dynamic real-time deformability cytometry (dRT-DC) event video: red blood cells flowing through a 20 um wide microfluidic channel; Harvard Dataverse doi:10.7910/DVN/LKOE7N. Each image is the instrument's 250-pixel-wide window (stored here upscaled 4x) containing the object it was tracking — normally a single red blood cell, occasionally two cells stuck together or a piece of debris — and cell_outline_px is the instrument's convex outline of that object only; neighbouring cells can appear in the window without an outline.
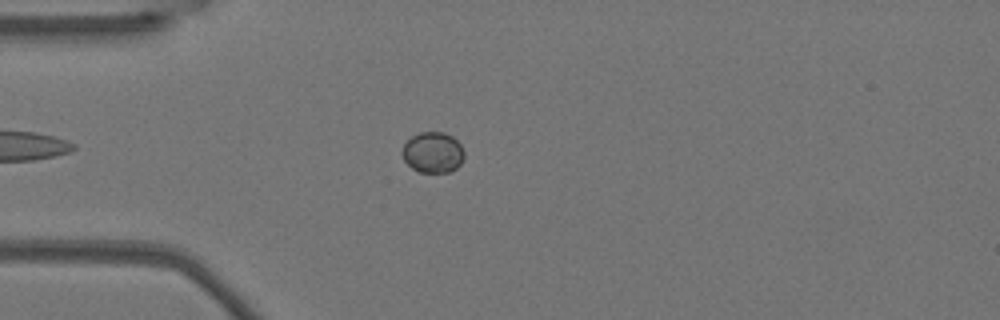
{"species": "Egyptian fruit bat (a non-hibernating species)", "species_latin": "Rousettus aegyptiacus", "temperature_condition": "warm", "stored_images_in_passage": 48, "camera_frame_rate_fps": 3000, "um_per_image_px": 0.085, "animal": {"sex": "female"}, "frame": {"image": 1, "passage_image": 9, "time_ms": 2.667, "image_size_px": [1000, 320], "cell_outline_px": [[464, 156], [460, 164], [456, 168], [448, 172], [416, 172], [404, 160], [400, 152], [404, 144], [412, 136], [420, 132], [444, 132], [452, 136], [460, 144], [464, 152]], "centroid_in_image_um": [36.77, 12.95], "position_along_channel_um": 48.2, "area_um2": 14.8}}
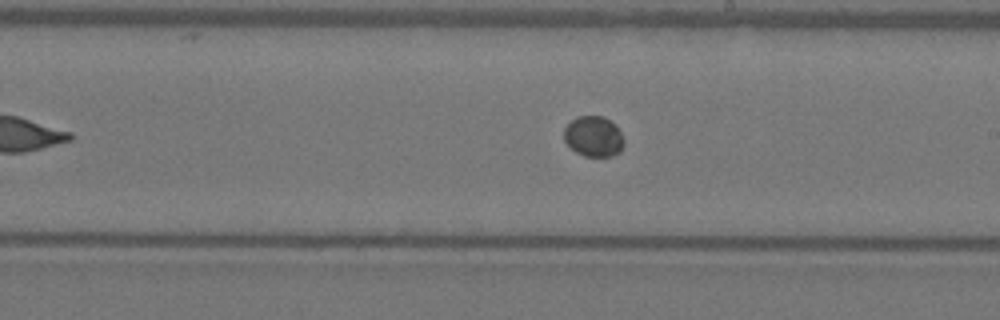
{"frame": {"image": 2, "passage_image": 25, "time_ms": 8.0, "image_size_px": [1000, 320], "cell_outline_px": [[624, 144], [620, 152], [612, 156], [584, 156], [576, 152], [564, 140], [564, 128], [572, 120], [580, 116], [604, 116], [616, 124], [624, 140]], "centroid_in_image_um": [50.48, 11.59], "position_along_channel_um": 238.5, "area_um2": 14.16}}
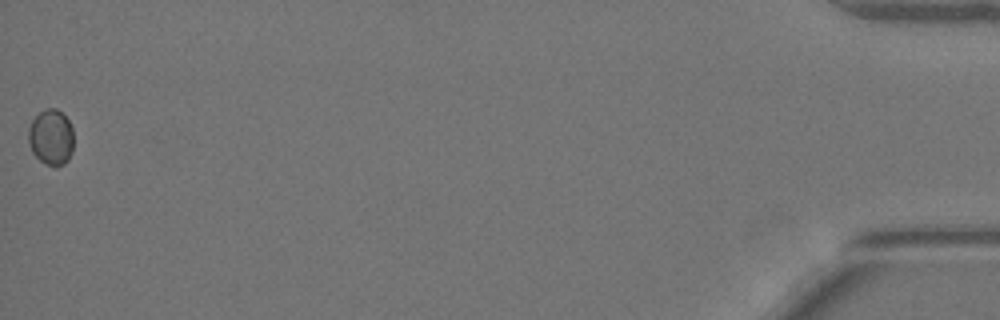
{"frame": {"image": 3, "passage_image": 48, "time_ms": 15.667, "image_size_px": [1000, 320], "cell_outline_px": [[72, 152], [68, 160], [64, 164], [56, 168], [40, 160], [32, 152], [28, 144], [28, 128], [32, 120], [44, 108], [56, 108], [68, 120], [72, 128]], "centroid_in_image_um": [4.32, 11.67], "position_along_channel_um": 430.9, "area_um2": 14.74}}